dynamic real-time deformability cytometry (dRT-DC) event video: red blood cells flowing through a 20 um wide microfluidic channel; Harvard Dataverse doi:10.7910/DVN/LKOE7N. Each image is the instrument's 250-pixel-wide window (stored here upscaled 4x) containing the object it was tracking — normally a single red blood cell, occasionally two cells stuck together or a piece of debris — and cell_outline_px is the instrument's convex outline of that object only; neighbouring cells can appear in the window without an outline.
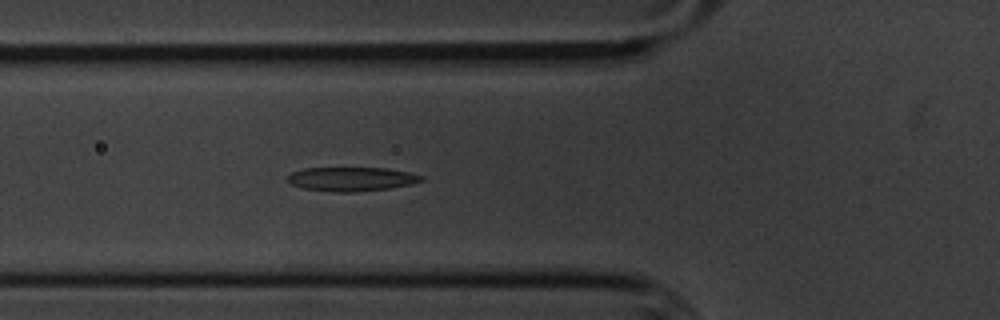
{"species": "common noctule bat (a hibernating species)", "species_latin": "Nyctalus noctula", "temperature_condition": "cold", "stored_images_in_passage": 6, "camera_frame_rate_fps": 3000, "um_per_image_px": 0.085, "animal": {"sex": "male", "body_mass_g": 20.1, "forearm_length_mm": 53.5}, "frame": {"image": 1, "passage_image": 5, "time_ms": 4.333, "image_size_px": [1000, 320], "cell_outline_px": [[424, 180], [412, 184], [388, 188], [352, 192], [332, 192], [304, 188], [292, 184], [288, 180], [288, 176], [292, 172], [304, 168], [384, 168], [408, 172], [424, 176]], "centroid_in_image_um": [29.89, 15.22], "position_along_channel_um": 95.9, "area_um2": 18.55}}